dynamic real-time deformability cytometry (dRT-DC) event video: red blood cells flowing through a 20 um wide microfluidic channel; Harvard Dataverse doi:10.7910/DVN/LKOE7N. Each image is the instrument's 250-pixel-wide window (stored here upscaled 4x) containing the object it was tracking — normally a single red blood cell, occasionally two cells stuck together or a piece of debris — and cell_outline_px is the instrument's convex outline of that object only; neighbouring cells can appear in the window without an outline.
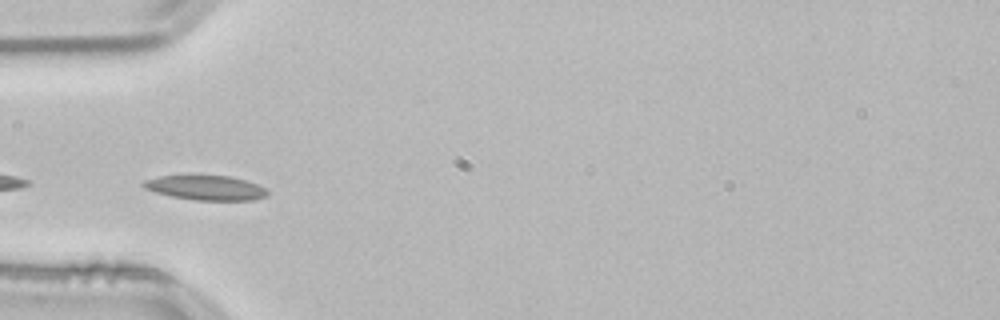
{"species": "common noctule bat (a hibernating species)", "species_latin": "Nyctalus noctula", "temperature_condition": "room temperature", "stored_images_in_passage": 50, "camera_frame_rate_fps": 3000, "um_per_image_px": 0.085, "animal": {"sex": "male", "body_mass_g": 21.5, "forearm_length_mm": 52.0}, "frame": {"image": 1, "passage_image": 13, "time_ms": 4.0, "image_size_px": [1000, 320], "cell_outline_px": [[268, 196], [252, 200], [196, 200], [172, 196], [156, 192], [144, 188], [140, 184], [144, 180], [160, 176], [188, 172], [192, 172], [228, 176], [244, 180], [268, 188]], "centroid_in_image_um": [17.45, 15.9], "position_along_channel_um": 67.6, "area_um2": 18.67}}
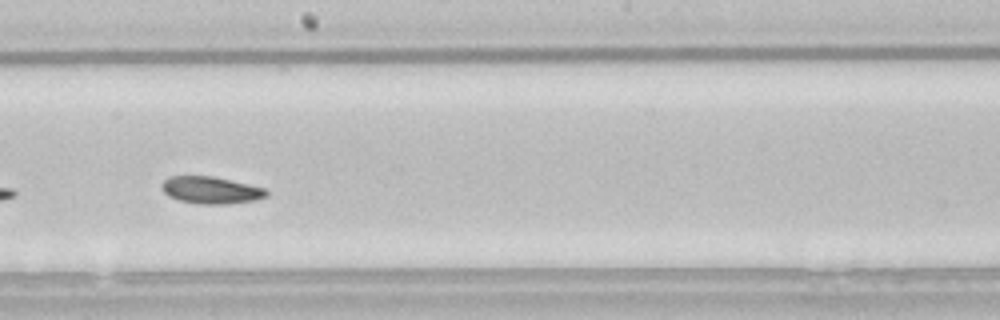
{"frame": {"image": 2, "passage_image": 26, "time_ms": 8.333, "image_size_px": [1000, 320], "cell_outline_px": [[268, 196], [256, 200], [228, 204], [200, 204], [180, 200], [168, 196], [160, 188], [160, 184], [168, 176], [212, 176], [264, 188], [268, 192]], "centroid_in_image_um": [17.9, 16.16], "position_along_channel_um": 230.3, "area_um2": 16.53}, "authors_computed_cell_mechanics": {"area_um2": 17.3978, "velocity_mm_per_s": 3.7637, "shape_relaxation_time_tau1_ms": 2.9677, "shape_relaxation_time_tau2_ms": 2.6421, "deformation_change_tau1": 0.0867, "deformation_change_tau2": 0.0616}}